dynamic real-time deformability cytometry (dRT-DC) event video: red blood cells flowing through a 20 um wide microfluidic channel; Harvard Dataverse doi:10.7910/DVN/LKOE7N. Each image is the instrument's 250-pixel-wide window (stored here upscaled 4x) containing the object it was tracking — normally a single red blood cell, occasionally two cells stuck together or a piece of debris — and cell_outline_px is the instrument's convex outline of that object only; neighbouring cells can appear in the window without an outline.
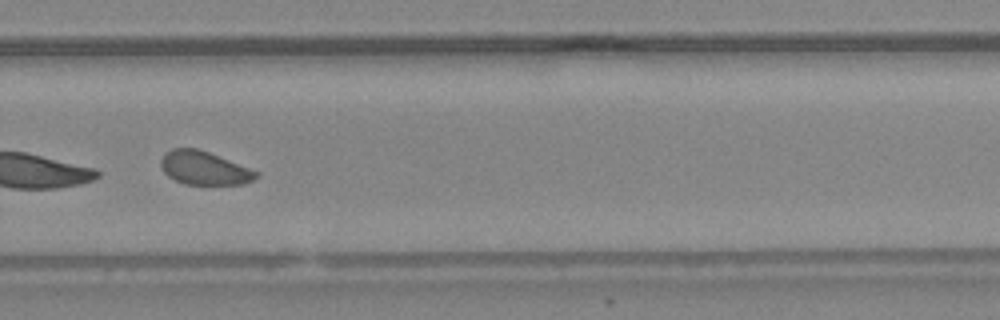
{"species": "common noctule bat (a hibernating species)", "species_latin": "Nyctalus noctula", "temperature_condition": "warm", "stored_images_in_passage": 47, "camera_frame_rate_fps": 3000, "um_per_image_px": 0.085, "animal": {"sex": "female", "body_mass_g": 24.6, "forearm_length_mm": 56.2}, "frame": {"image": 1, "passage_image": 34, "time_ms": 11.0, "image_size_px": [1000, 320], "cell_outline_px": [[260, 176], [244, 184], [184, 184], [168, 176], [160, 168], [160, 160], [172, 148], [196, 148], [208, 152], [260, 172]], "centroid_in_image_um": [17.36, 14.29], "position_along_channel_um": 312.4, "area_um2": 18.44}}